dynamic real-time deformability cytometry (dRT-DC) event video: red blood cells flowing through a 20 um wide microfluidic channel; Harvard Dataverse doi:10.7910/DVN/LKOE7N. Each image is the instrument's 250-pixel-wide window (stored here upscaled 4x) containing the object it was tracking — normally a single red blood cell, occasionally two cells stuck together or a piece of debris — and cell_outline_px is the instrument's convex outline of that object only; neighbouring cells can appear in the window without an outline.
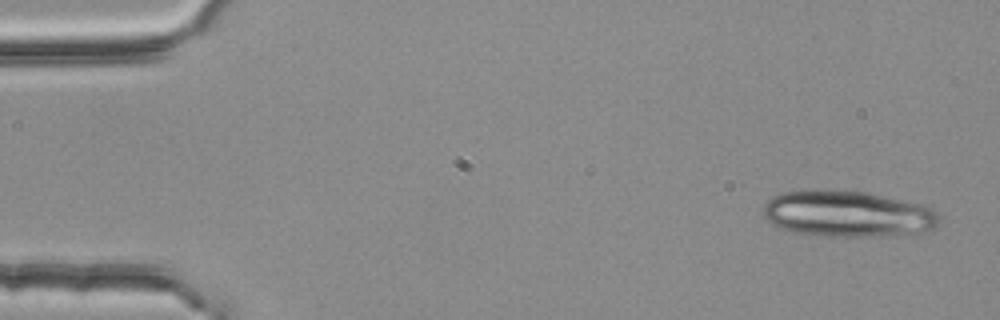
{"species": "common noctule bat (a hibernating species)", "species_latin": "Nyctalus noctula", "temperature_condition": "room temperature", "stored_images_in_passage": 5, "camera_frame_rate_fps": 3000, "um_per_image_px": 0.085, "animal": {"sex": "female", "body_mass_g": 25.1}, "frame": {"image": 1, "passage_image": 1, "time_ms": 0.0, "image_size_px": [1000, 320], "cell_outline_px": [[940, 220], [932, 228], [916, 236], [832, 236], [792, 232], [780, 228], [772, 224], [764, 216], [764, 204], [772, 196], [784, 192], [820, 188], [868, 192], [920, 204], [932, 208], [940, 216]], "centroid_in_image_um": [72.08, 18.18], "position_along_channel_um": 12.9, "area_um2": 48.15}}